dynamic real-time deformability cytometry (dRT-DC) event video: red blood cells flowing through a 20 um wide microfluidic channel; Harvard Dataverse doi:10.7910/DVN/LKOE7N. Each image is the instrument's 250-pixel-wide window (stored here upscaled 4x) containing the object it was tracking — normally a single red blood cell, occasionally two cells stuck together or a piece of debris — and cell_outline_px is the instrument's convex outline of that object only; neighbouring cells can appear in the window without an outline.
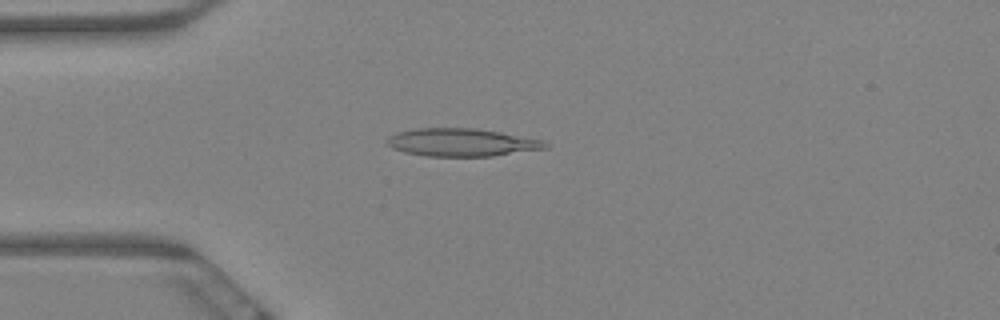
{"species": "Egyptian fruit bat (a non-hibernating species)", "species_latin": "Rousettus aegyptiacus", "temperature_condition": "warm", "stored_images_in_passage": 62, "camera_frame_rate_fps": 3000, "um_per_image_px": 0.085, "animal": {"sex": "female"}, "frame": {"image": 1, "passage_image": 16, "time_ms": 5.0, "image_size_px": [1000, 320], "cell_outline_px": [[548, 148], [492, 156], [428, 156], [404, 152], [392, 148], [384, 140], [388, 136], [396, 132], [416, 128], [476, 128], [500, 132], [544, 140], [548, 144]], "centroid_in_image_um": [39.22, 12.1], "position_along_channel_um": 45.8, "area_um2": 25.78}}
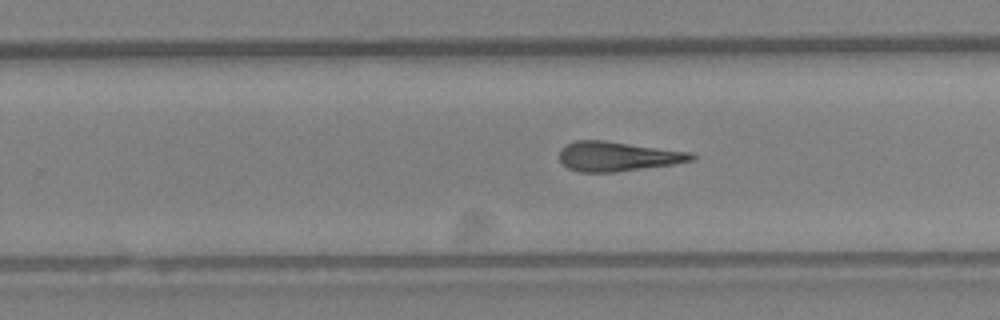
{"frame": {"image": 2, "passage_image": 39, "time_ms": 12.667, "image_size_px": [1000, 320], "cell_outline_px": [[696, 156], [692, 160], [672, 164], [612, 172], [580, 172], [568, 168], [560, 160], [560, 148], [576, 140], [604, 140], [692, 152]], "centroid_in_image_um": [52.48, 13.28], "position_along_channel_um": 277.3, "area_um2": 22.54}}
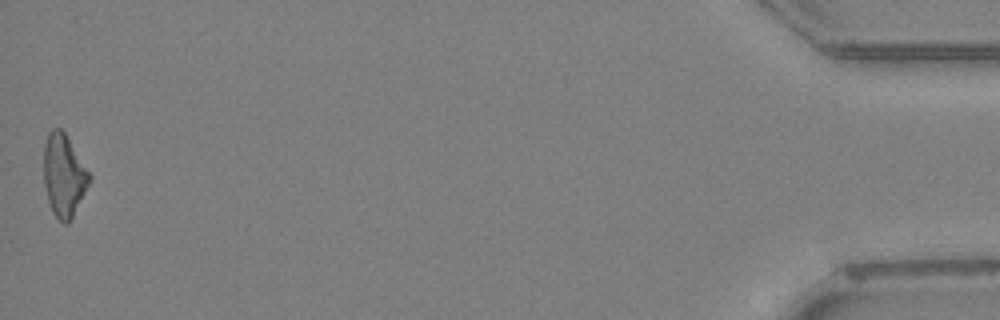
{"frame": {"image": 3, "passage_image": 62, "time_ms": 20.333, "image_size_px": [1000, 320], "cell_outline_px": [[92, 176], [68, 224], [64, 224], [52, 212], [48, 200], [44, 184], [44, 144], [48, 132], [52, 128], [60, 128], [64, 132]], "centroid_in_image_um": [5.4, 14.88], "position_along_channel_um": 429.8, "area_um2": 21.5}, "authors_computed_cell_mechanics": {"area_um2": 23.2645, "velocity_mm_per_s": 3.2536, "shape_relaxation_time_tau1_ms": null, "shape_relaxation_time_tau2_ms": 5.3139, "deformation_change_tau1": null, "deformation_change_tau2": 0.1961}}